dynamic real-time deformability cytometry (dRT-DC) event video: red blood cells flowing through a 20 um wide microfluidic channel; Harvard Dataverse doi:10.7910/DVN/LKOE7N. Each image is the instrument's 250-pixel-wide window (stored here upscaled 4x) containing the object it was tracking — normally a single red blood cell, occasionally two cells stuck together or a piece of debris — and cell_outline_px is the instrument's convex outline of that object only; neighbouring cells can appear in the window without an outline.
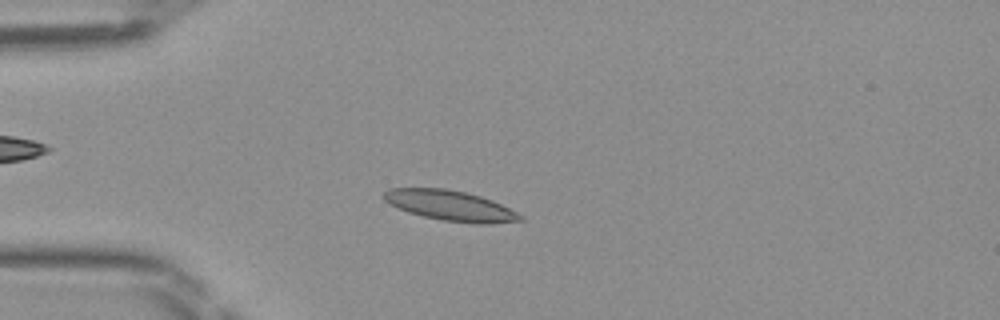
{"species": "Egyptian fruit bat (a non-hibernating species)", "species_latin": "Rousettus aegyptiacus", "temperature_condition": "room temperature", "stored_images_in_passage": 46, "camera_frame_rate_fps": 3000, "um_per_image_px": 0.085, "frame": {"image": 1, "passage_image": 11, "time_ms": 3.333, "image_size_px": [1000, 320], "cell_outline_px": [[524, 220], [488, 224], [476, 224], [444, 220], [424, 216], [408, 212], [396, 208], [384, 200], [380, 196], [388, 188], [444, 188], [464, 192], [480, 196], [492, 200], [524, 216]], "centroid_in_image_um": [38.24, 17.47], "position_along_channel_um": 46.8, "area_um2": 24.04}}
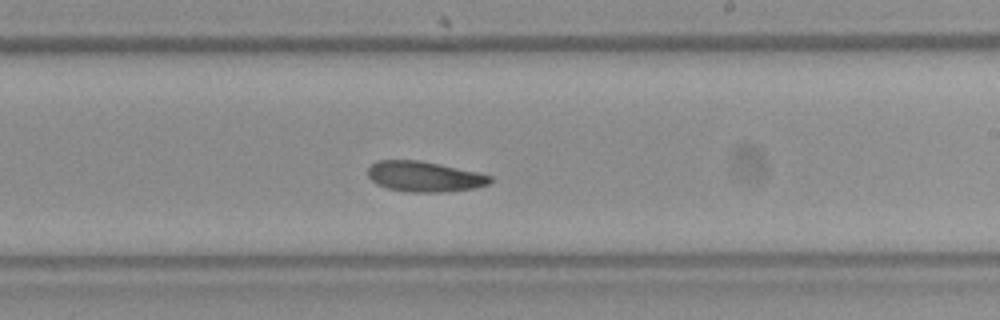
{"frame": {"image": 2, "passage_image": 27, "time_ms": 8.667, "image_size_px": [1000, 320], "cell_outline_px": [[492, 180], [488, 184], [476, 188], [440, 192], [408, 192], [388, 188], [376, 184], [368, 176], [368, 168], [376, 160], [420, 160], [480, 172], [492, 176]], "centroid_in_image_um": [36.09, 15.0], "position_along_channel_um": 252.9, "area_um2": 21.79}}
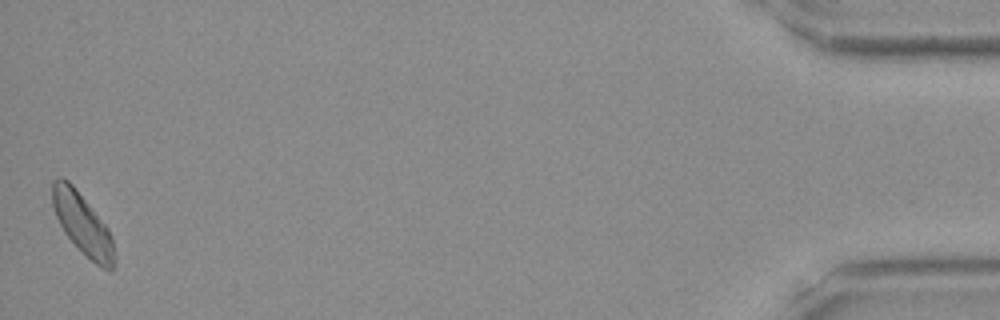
{"frame": {"image": 3, "passage_image": 46, "time_ms": 15.0, "image_size_px": [1000, 320], "cell_outline_px": [[112, 268], [104, 268], [96, 264], [64, 232], [56, 216], [52, 204], [52, 180], [60, 176], [68, 180], [72, 184], [108, 228], [112, 236]], "centroid_in_image_um": [6.95, 18.94], "position_along_channel_um": 428.2, "area_um2": 21.1}}